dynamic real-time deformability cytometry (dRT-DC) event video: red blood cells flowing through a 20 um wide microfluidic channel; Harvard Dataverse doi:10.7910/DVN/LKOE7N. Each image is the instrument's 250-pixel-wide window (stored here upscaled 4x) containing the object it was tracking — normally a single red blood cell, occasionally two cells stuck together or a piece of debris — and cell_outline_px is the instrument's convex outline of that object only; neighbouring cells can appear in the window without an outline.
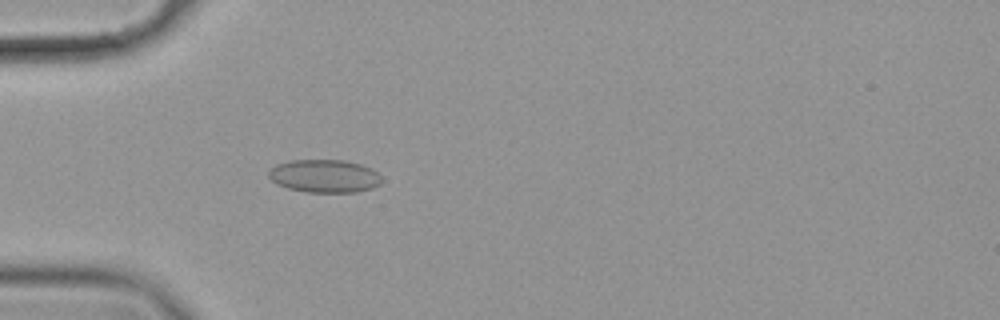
{"species": "common noctule bat (a hibernating species)", "species_latin": "Nyctalus noctula", "temperature_condition": "cold", "stored_images_in_passage": 37, "camera_frame_rate_fps": 3000, "um_per_image_px": 0.085, "animal": {"sex": "female", "body_mass_g": 19.9}, "frame": {"image": 1, "passage_image": 16, "time_ms": 5.0, "image_size_px": [1000, 320], "cell_outline_px": [[380, 184], [372, 188], [356, 192], [308, 192], [288, 188], [276, 184], [268, 176], [268, 172], [276, 164], [288, 160], [344, 160], [360, 164], [372, 168], [380, 176]], "centroid_in_image_um": [27.56, 14.96], "position_along_channel_um": 57.4, "area_um2": 21.73}}
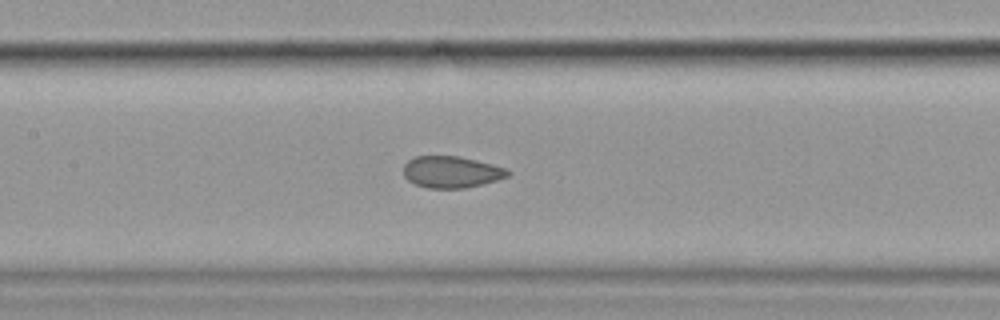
{"frame": {"image": 2, "passage_image": 26, "time_ms": 8.333, "image_size_px": [1000, 320], "cell_outline_px": [[512, 172], [508, 176], [496, 180], [464, 188], [428, 188], [416, 184], [408, 180], [404, 176], [404, 164], [408, 160], [416, 156], [460, 156], [492, 164], [504, 168]], "centroid_in_image_um": [38.35, 14.61], "position_along_channel_um": 169.0, "area_um2": 19.07}}
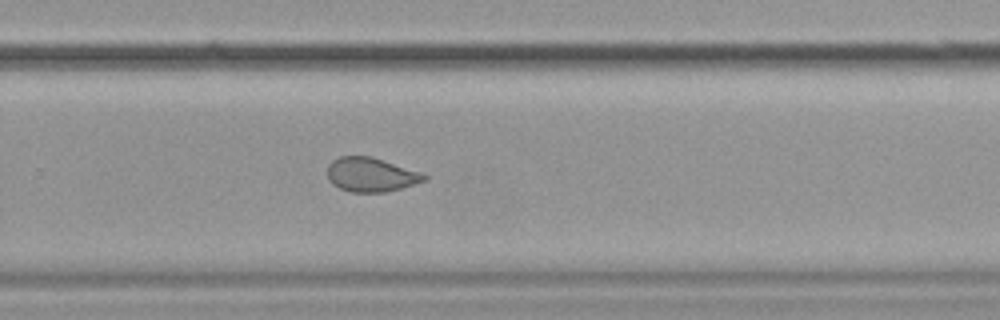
{"frame": {"image": 3, "passage_image": 37, "time_ms": 12.0, "image_size_px": [1000, 320], "cell_outline_px": [[428, 180], [400, 188], [384, 192], [352, 192], [340, 188], [332, 184], [328, 180], [328, 164], [332, 160], [340, 156], [372, 156], [420, 172], [428, 176]], "centroid_in_image_um": [31.52, 14.84], "position_along_channel_um": 298.3, "area_um2": 19.25}}